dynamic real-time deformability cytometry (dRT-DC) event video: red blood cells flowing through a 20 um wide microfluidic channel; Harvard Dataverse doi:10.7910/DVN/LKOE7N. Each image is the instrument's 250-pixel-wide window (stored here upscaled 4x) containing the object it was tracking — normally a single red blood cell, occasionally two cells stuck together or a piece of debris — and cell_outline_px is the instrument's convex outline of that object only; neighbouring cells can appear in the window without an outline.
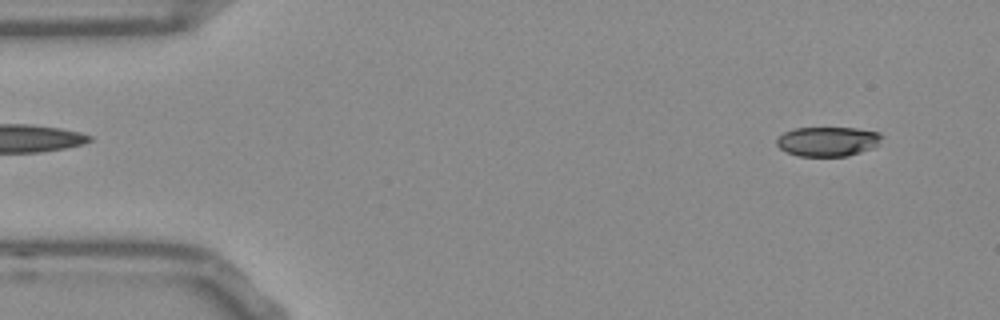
{"species": "Egyptian fruit bat (a non-hibernating species)", "species_latin": "Rousettus aegyptiacus", "temperature_condition": "room temperature", "stored_images_in_passage": 54, "camera_frame_rate_fps": 3000, "um_per_image_px": 0.085, "frame": {"image": 1, "passage_image": 5, "time_ms": 1.333, "image_size_px": [1000, 320], "cell_outline_px": [[884, 136], [872, 148], [848, 156], [796, 156], [780, 148], [776, 144], [776, 140], [784, 132], [796, 128], [856, 128], [880, 132]], "centroid_in_image_um": [70.36, 12.02], "position_along_channel_um": 14.6, "area_um2": 18.03}}
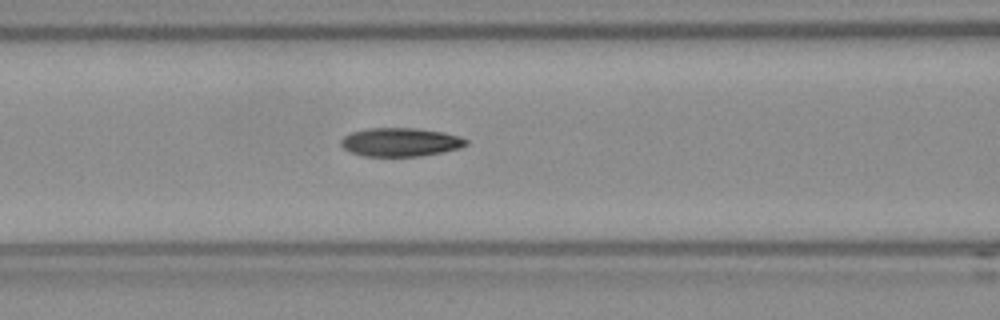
{"frame": {"image": 2, "passage_image": 22, "time_ms": 7.0, "image_size_px": [1000, 320], "cell_outline_px": [[468, 144], [460, 148], [444, 152], [420, 156], [364, 156], [352, 152], [344, 148], [340, 144], [340, 140], [344, 136], [352, 132], [368, 128], [416, 128], [444, 132], [460, 136], [468, 140]], "centroid_in_image_um": [34.07, 12.08], "position_along_channel_um": 132.5, "area_um2": 20.92}}
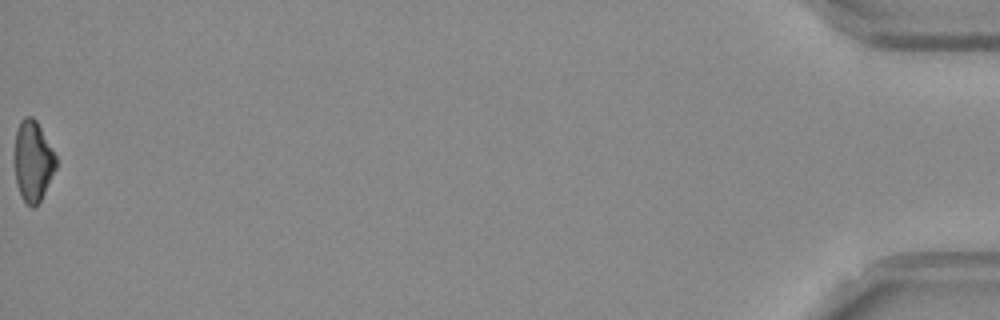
{"frame": {"image": 3, "passage_image": 54, "time_ms": 17.667, "image_size_px": [1000, 320], "cell_outline_px": [[56, 168], [40, 200], [32, 208], [20, 196], [16, 184], [12, 160], [12, 156], [16, 132], [20, 120], [24, 116], [32, 116], [36, 120], [56, 156]], "centroid_in_image_um": [2.74, 13.67], "position_along_channel_um": 432.5, "area_um2": 19.77}, "authors_computed_cell_mechanics": {"area_um2": 20.2878, "velocity_mm_per_s": 3.8094, "shape_relaxation_time_tau1_ms": 6.6378, "shape_relaxation_time_tau2_ms": null, "deformation_change_tau1": 0.1625, "deformation_change_tau2": null}}